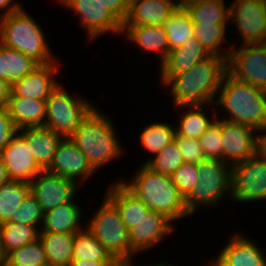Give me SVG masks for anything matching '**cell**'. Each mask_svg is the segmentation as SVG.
Listing matches in <instances>:
<instances>
[{
    "mask_svg": "<svg viewBox=\"0 0 266 266\" xmlns=\"http://www.w3.org/2000/svg\"><path fill=\"white\" fill-rule=\"evenodd\" d=\"M62 6L80 15V26L88 39L94 40L106 33L122 35V22L114 16L101 0H58Z\"/></svg>",
    "mask_w": 266,
    "mask_h": 266,
    "instance_id": "11",
    "label": "cell"
},
{
    "mask_svg": "<svg viewBox=\"0 0 266 266\" xmlns=\"http://www.w3.org/2000/svg\"><path fill=\"white\" fill-rule=\"evenodd\" d=\"M165 215L149 210L146 215L133 222L128 230L131 250L138 254L162 242L165 236L174 231V224Z\"/></svg>",
    "mask_w": 266,
    "mask_h": 266,
    "instance_id": "15",
    "label": "cell"
},
{
    "mask_svg": "<svg viewBox=\"0 0 266 266\" xmlns=\"http://www.w3.org/2000/svg\"><path fill=\"white\" fill-rule=\"evenodd\" d=\"M11 266H49L42 242H35L15 249L3 258Z\"/></svg>",
    "mask_w": 266,
    "mask_h": 266,
    "instance_id": "37",
    "label": "cell"
},
{
    "mask_svg": "<svg viewBox=\"0 0 266 266\" xmlns=\"http://www.w3.org/2000/svg\"><path fill=\"white\" fill-rule=\"evenodd\" d=\"M118 261L72 260L69 266H120Z\"/></svg>",
    "mask_w": 266,
    "mask_h": 266,
    "instance_id": "45",
    "label": "cell"
},
{
    "mask_svg": "<svg viewBox=\"0 0 266 266\" xmlns=\"http://www.w3.org/2000/svg\"><path fill=\"white\" fill-rule=\"evenodd\" d=\"M162 27L167 34L170 51L181 47L194 37L193 22L182 5L162 24Z\"/></svg>",
    "mask_w": 266,
    "mask_h": 266,
    "instance_id": "32",
    "label": "cell"
},
{
    "mask_svg": "<svg viewBox=\"0 0 266 266\" xmlns=\"http://www.w3.org/2000/svg\"><path fill=\"white\" fill-rule=\"evenodd\" d=\"M181 5V0H129L122 26L162 25Z\"/></svg>",
    "mask_w": 266,
    "mask_h": 266,
    "instance_id": "20",
    "label": "cell"
},
{
    "mask_svg": "<svg viewBox=\"0 0 266 266\" xmlns=\"http://www.w3.org/2000/svg\"><path fill=\"white\" fill-rule=\"evenodd\" d=\"M175 135V128L170 124L153 122L144 127L142 133L139 134V140L144 150H147V152L152 153V156H154L165 146L175 141Z\"/></svg>",
    "mask_w": 266,
    "mask_h": 266,
    "instance_id": "36",
    "label": "cell"
},
{
    "mask_svg": "<svg viewBox=\"0 0 266 266\" xmlns=\"http://www.w3.org/2000/svg\"><path fill=\"white\" fill-rule=\"evenodd\" d=\"M30 193V184L9 179L0 188V224L10 220Z\"/></svg>",
    "mask_w": 266,
    "mask_h": 266,
    "instance_id": "35",
    "label": "cell"
},
{
    "mask_svg": "<svg viewBox=\"0 0 266 266\" xmlns=\"http://www.w3.org/2000/svg\"><path fill=\"white\" fill-rule=\"evenodd\" d=\"M0 266H11L4 259L1 260Z\"/></svg>",
    "mask_w": 266,
    "mask_h": 266,
    "instance_id": "51",
    "label": "cell"
},
{
    "mask_svg": "<svg viewBox=\"0 0 266 266\" xmlns=\"http://www.w3.org/2000/svg\"><path fill=\"white\" fill-rule=\"evenodd\" d=\"M180 109L186 110L181 115L180 123H178L177 128H175L176 135L182 137H188L190 139L199 138L208 130L212 123L217 119V117L212 116L207 117V113L203 110L202 105H192V106H179Z\"/></svg>",
    "mask_w": 266,
    "mask_h": 266,
    "instance_id": "31",
    "label": "cell"
},
{
    "mask_svg": "<svg viewBox=\"0 0 266 266\" xmlns=\"http://www.w3.org/2000/svg\"><path fill=\"white\" fill-rule=\"evenodd\" d=\"M11 95V85L0 78V108L7 107Z\"/></svg>",
    "mask_w": 266,
    "mask_h": 266,
    "instance_id": "47",
    "label": "cell"
},
{
    "mask_svg": "<svg viewBox=\"0 0 266 266\" xmlns=\"http://www.w3.org/2000/svg\"><path fill=\"white\" fill-rule=\"evenodd\" d=\"M233 47L227 60V72L236 80L266 91V42Z\"/></svg>",
    "mask_w": 266,
    "mask_h": 266,
    "instance_id": "10",
    "label": "cell"
},
{
    "mask_svg": "<svg viewBox=\"0 0 266 266\" xmlns=\"http://www.w3.org/2000/svg\"><path fill=\"white\" fill-rule=\"evenodd\" d=\"M211 54L195 38L188 40L169 52L165 61L160 64V80L165 83L172 75L189 71L198 62L205 60Z\"/></svg>",
    "mask_w": 266,
    "mask_h": 266,
    "instance_id": "21",
    "label": "cell"
},
{
    "mask_svg": "<svg viewBox=\"0 0 266 266\" xmlns=\"http://www.w3.org/2000/svg\"><path fill=\"white\" fill-rule=\"evenodd\" d=\"M101 2L121 22L126 19L129 10V0H101Z\"/></svg>",
    "mask_w": 266,
    "mask_h": 266,
    "instance_id": "44",
    "label": "cell"
},
{
    "mask_svg": "<svg viewBox=\"0 0 266 266\" xmlns=\"http://www.w3.org/2000/svg\"><path fill=\"white\" fill-rule=\"evenodd\" d=\"M49 266H69L73 260V233H39Z\"/></svg>",
    "mask_w": 266,
    "mask_h": 266,
    "instance_id": "29",
    "label": "cell"
},
{
    "mask_svg": "<svg viewBox=\"0 0 266 266\" xmlns=\"http://www.w3.org/2000/svg\"><path fill=\"white\" fill-rule=\"evenodd\" d=\"M18 132L7 107L0 108V152L9 144Z\"/></svg>",
    "mask_w": 266,
    "mask_h": 266,
    "instance_id": "43",
    "label": "cell"
},
{
    "mask_svg": "<svg viewBox=\"0 0 266 266\" xmlns=\"http://www.w3.org/2000/svg\"><path fill=\"white\" fill-rule=\"evenodd\" d=\"M193 23L228 24L230 7L225 0H181Z\"/></svg>",
    "mask_w": 266,
    "mask_h": 266,
    "instance_id": "27",
    "label": "cell"
},
{
    "mask_svg": "<svg viewBox=\"0 0 266 266\" xmlns=\"http://www.w3.org/2000/svg\"><path fill=\"white\" fill-rule=\"evenodd\" d=\"M30 193L41 205L43 213L75 200L79 183L73 179L42 170L30 183Z\"/></svg>",
    "mask_w": 266,
    "mask_h": 266,
    "instance_id": "13",
    "label": "cell"
},
{
    "mask_svg": "<svg viewBox=\"0 0 266 266\" xmlns=\"http://www.w3.org/2000/svg\"><path fill=\"white\" fill-rule=\"evenodd\" d=\"M122 33L130 43L140 48V51L147 53L158 51L161 64L170 52L167 34L162 25L122 26Z\"/></svg>",
    "mask_w": 266,
    "mask_h": 266,
    "instance_id": "23",
    "label": "cell"
},
{
    "mask_svg": "<svg viewBox=\"0 0 266 266\" xmlns=\"http://www.w3.org/2000/svg\"><path fill=\"white\" fill-rule=\"evenodd\" d=\"M147 160L144 163L147 167L167 176H171L184 163L176 141L165 146L159 153Z\"/></svg>",
    "mask_w": 266,
    "mask_h": 266,
    "instance_id": "38",
    "label": "cell"
},
{
    "mask_svg": "<svg viewBox=\"0 0 266 266\" xmlns=\"http://www.w3.org/2000/svg\"><path fill=\"white\" fill-rule=\"evenodd\" d=\"M44 221V213L41 205L35 197L29 193L23 200L18 210L11 216L8 222H14L21 225H34L41 229ZM41 223V225H39ZM39 225V226H38Z\"/></svg>",
    "mask_w": 266,
    "mask_h": 266,
    "instance_id": "39",
    "label": "cell"
},
{
    "mask_svg": "<svg viewBox=\"0 0 266 266\" xmlns=\"http://www.w3.org/2000/svg\"><path fill=\"white\" fill-rule=\"evenodd\" d=\"M120 266H131L130 264H121Z\"/></svg>",
    "mask_w": 266,
    "mask_h": 266,
    "instance_id": "52",
    "label": "cell"
},
{
    "mask_svg": "<svg viewBox=\"0 0 266 266\" xmlns=\"http://www.w3.org/2000/svg\"><path fill=\"white\" fill-rule=\"evenodd\" d=\"M47 170L76 182L79 180V185L96 173L87 157L69 138H64L61 141Z\"/></svg>",
    "mask_w": 266,
    "mask_h": 266,
    "instance_id": "17",
    "label": "cell"
},
{
    "mask_svg": "<svg viewBox=\"0 0 266 266\" xmlns=\"http://www.w3.org/2000/svg\"><path fill=\"white\" fill-rule=\"evenodd\" d=\"M44 127L69 138L95 106L84 98L72 97L59 85L46 99Z\"/></svg>",
    "mask_w": 266,
    "mask_h": 266,
    "instance_id": "8",
    "label": "cell"
},
{
    "mask_svg": "<svg viewBox=\"0 0 266 266\" xmlns=\"http://www.w3.org/2000/svg\"><path fill=\"white\" fill-rule=\"evenodd\" d=\"M101 112L95 107L69 137L95 171L124 153L114 124Z\"/></svg>",
    "mask_w": 266,
    "mask_h": 266,
    "instance_id": "4",
    "label": "cell"
},
{
    "mask_svg": "<svg viewBox=\"0 0 266 266\" xmlns=\"http://www.w3.org/2000/svg\"><path fill=\"white\" fill-rule=\"evenodd\" d=\"M41 26L22 8L0 18V44L20 51L40 65L55 62Z\"/></svg>",
    "mask_w": 266,
    "mask_h": 266,
    "instance_id": "5",
    "label": "cell"
},
{
    "mask_svg": "<svg viewBox=\"0 0 266 266\" xmlns=\"http://www.w3.org/2000/svg\"><path fill=\"white\" fill-rule=\"evenodd\" d=\"M175 141L183 155L184 162L197 164L206 159L199 140L175 135Z\"/></svg>",
    "mask_w": 266,
    "mask_h": 266,
    "instance_id": "42",
    "label": "cell"
},
{
    "mask_svg": "<svg viewBox=\"0 0 266 266\" xmlns=\"http://www.w3.org/2000/svg\"><path fill=\"white\" fill-rule=\"evenodd\" d=\"M134 177L121 182L150 210L165 215L172 222L186 218L185 197L172 181L171 176L154 172L141 164ZM124 180V181H123Z\"/></svg>",
    "mask_w": 266,
    "mask_h": 266,
    "instance_id": "3",
    "label": "cell"
},
{
    "mask_svg": "<svg viewBox=\"0 0 266 266\" xmlns=\"http://www.w3.org/2000/svg\"><path fill=\"white\" fill-rule=\"evenodd\" d=\"M117 261L86 227L75 234L73 260Z\"/></svg>",
    "mask_w": 266,
    "mask_h": 266,
    "instance_id": "34",
    "label": "cell"
},
{
    "mask_svg": "<svg viewBox=\"0 0 266 266\" xmlns=\"http://www.w3.org/2000/svg\"><path fill=\"white\" fill-rule=\"evenodd\" d=\"M86 228L120 264L133 266L135 253L131 250L128 229L116 205L105 195L97 212L87 220Z\"/></svg>",
    "mask_w": 266,
    "mask_h": 266,
    "instance_id": "6",
    "label": "cell"
},
{
    "mask_svg": "<svg viewBox=\"0 0 266 266\" xmlns=\"http://www.w3.org/2000/svg\"><path fill=\"white\" fill-rule=\"evenodd\" d=\"M262 134L257 135V146H256V154L266 160V129H264Z\"/></svg>",
    "mask_w": 266,
    "mask_h": 266,
    "instance_id": "48",
    "label": "cell"
},
{
    "mask_svg": "<svg viewBox=\"0 0 266 266\" xmlns=\"http://www.w3.org/2000/svg\"><path fill=\"white\" fill-rule=\"evenodd\" d=\"M230 7V24L236 25V31L242 44L266 42L265 0H233ZM238 29V30H237Z\"/></svg>",
    "mask_w": 266,
    "mask_h": 266,
    "instance_id": "12",
    "label": "cell"
},
{
    "mask_svg": "<svg viewBox=\"0 0 266 266\" xmlns=\"http://www.w3.org/2000/svg\"><path fill=\"white\" fill-rule=\"evenodd\" d=\"M39 229L34 225L8 221L0 224V257L3 259L11 251L35 242L39 238Z\"/></svg>",
    "mask_w": 266,
    "mask_h": 266,
    "instance_id": "30",
    "label": "cell"
},
{
    "mask_svg": "<svg viewBox=\"0 0 266 266\" xmlns=\"http://www.w3.org/2000/svg\"><path fill=\"white\" fill-rule=\"evenodd\" d=\"M256 130L249 126L228 120H220V132L223 145V161L232 166L247 160L256 154ZM255 135V136H254Z\"/></svg>",
    "mask_w": 266,
    "mask_h": 266,
    "instance_id": "14",
    "label": "cell"
},
{
    "mask_svg": "<svg viewBox=\"0 0 266 266\" xmlns=\"http://www.w3.org/2000/svg\"><path fill=\"white\" fill-rule=\"evenodd\" d=\"M212 123L208 130L199 138L206 158L223 160V145L220 132V119Z\"/></svg>",
    "mask_w": 266,
    "mask_h": 266,
    "instance_id": "40",
    "label": "cell"
},
{
    "mask_svg": "<svg viewBox=\"0 0 266 266\" xmlns=\"http://www.w3.org/2000/svg\"><path fill=\"white\" fill-rule=\"evenodd\" d=\"M22 8L23 7H21V4H19L18 2H14V0H0V10H1L0 18L12 14L16 11H19Z\"/></svg>",
    "mask_w": 266,
    "mask_h": 266,
    "instance_id": "46",
    "label": "cell"
},
{
    "mask_svg": "<svg viewBox=\"0 0 266 266\" xmlns=\"http://www.w3.org/2000/svg\"><path fill=\"white\" fill-rule=\"evenodd\" d=\"M9 180L6 168L2 162V159L0 157V188L1 186Z\"/></svg>",
    "mask_w": 266,
    "mask_h": 266,
    "instance_id": "49",
    "label": "cell"
},
{
    "mask_svg": "<svg viewBox=\"0 0 266 266\" xmlns=\"http://www.w3.org/2000/svg\"><path fill=\"white\" fill-rule=\"evenodd\" d=\"M217 97L214 106L223 107L221 109L229 117L223 119L249 126L257 132L266 129V91L238 81L227 72Z\"/></svg>",
    "mask_w": 266,
    "mask_h": 266,
    "instance_id": "2",
    "label": "cell"
},
{
    "mask_svg": "<svg viewBox=\"0 0 266 266\" xmlns=\"http://www.w3.org/2000/svg\"><path fill=\"white\" fill-rule=\"evenodd\" d=\"M226 25L227 24L193 23V30L194 37L211 55L222 56L228 60L232 46L226 47L225 50L222 48L223 51L220 49L222 45H224L223 43L227 42L225 38V33H227Z\"/></svg>",
    "mask_w": 266,
    "mask_h": 266,
    "instance_id": "33",
    "label": "cell"
},
{
    "mask_svg": "<svg viewBox=\"0 0 266 266\" xmlns=\"http://www.w3.org/2000/svg\"><path fill=\"white\" fill-rule=\"evenodd\" d=\"M9 179L30 183L42 169L31 155L25 138L17 132L0 152Z\"/></svg>",
    "mask_w": 266,
    "mask_h": 266,
    "instance_id": "16",
    "label": "cell"
},
{
    "mask_svg": "<svg viewBox=\"0 0 266 266\" xmlns=\"http://www.w3.org/2000/svg\"><path fill=\"white\" fill-rule=\"evenodd\" d=\"M79 203L71 202L57 206L44 213V221L39 233H73L82 231V212Z\"/></svg>",
    "mask_w": 266,
    "mask_h": 266,
    "instance_id": "24",
    "label": "cell"
},
{
    "mask_svg": "<svg viewBox=\"0 0 266 266\" xmlns=\"http://www.w3.org/2000/svg\"><path fill=\"white\" fill-rule=\"evenodd\" d=\"M149 266H173V265L172 264L169 265L167 262L164 263V264L161 263V262H159V263H156V264L155 263L154 264L152 263V265L150 264ZM174 266H175V264H174Z\"/></svg>",
    "mask_w": 266,
    "mask_h": 266,
    "instance_id": "50",
    "label": "cell"
},
{
    "mask_svg": "<svg viewBox=\"0 0 266 266\" xmlns=\"http://www.w3.org/2000/svg\"><path fill=\"white\" fill-rule=\"evenodd\" d=\"M266 253L252 239L239 234L232 235L220 251L212 266H266Z\"/></svg>",
    "mask_w": 266,
    "mask_h": 266,
    "instance_id": "18",
    "label": "cell"
},
{
    "mask_svg": "<svg viewBox=\"0 0 266 266\" xmlns=\"http://www.w3.org/2000/svg\"><path fill=\"white\" fill-rule=\"evenodd\" d=\"M227 73V59L211 55L198 62L189 71L172 75L164 84L171 86L174 107L214 106L222 79Z\"/></svg>",
    "mask_w": 266,
    "mask_h": 266,
    "instance_id": "1",
    "label": "cell"
},
{
    "mask_svg": "<svg viewBox=\"0 0 266 266\" xmlns=\"http://www.w3.org/2000/svg\"><path fill=\"white\" fill-rule=\"evenodd\" d=\"M231 199L253 202L266 199V160L258 154L231 166Z\"/></svg>",
    "mask_w": 266,
    "mask_h": 266,
    "instance_id": "9",
    "label": "cell"
},
{
    "mask_svg": "<svg viewBox=\"0 0 266 266\" xmlns=\"http://www.w3.org/2000/svg\"><path fill=\"white\" fill-rule=\"evenodd\" d=\"M199 182L185 197L190 215L200 207H214L226 194L231 195V166L219 159L206 158L197 163ZM193 213V214H192Z\"/></svg>",
    "mask_w": 266,
    "mask_h": 266,
    "instance_id": "7",
    "label": "cell"
},
{
    "mask_svg": "<svg viewBox=\"0 0 266 266\" xmlns=\"http://www.w3.org/2000/svg\"><path fill=\"white\" fill-rule=\"evenodd\" d=\"M7 109L18 130L45 125L46 100L9 97Z\"/></svg>",
    "mask_w": 266,
    "mask_h": 266,
    "instance_id": "25",
    "label": "cell"
},
{
    "mask_svg": "<svg viewBox=\"0 0 266 266\" xmlns=\"http://www.w3.org/2000/svg\"><path fill=\"white\" fill-rule=\"evenodd\" d=\"M40 64L25 54L0 44V78L12 85Z\"/></svg>",
    "mask_w": 266,
    "mask_h": 266,
    "instance_id": "28",
    "label": "cell"
},
{
    "mask_svg": "<svg viewBox=\"0 0 266 266\" xmlns=\"http://www.w3.org/2000/svg\"><path fill=\"white\" fill-rule=\"evenodd\" d=\"M55 62L40 65L33 72L25 75L11 85L10 97H24L27 99L46 100L59 85L54 77L59 69Z\"/></svg>",
    "mask_w": 266,
    "mask_h": 266,
    "instance_id": "19",
    "label": "cell"
},
{
    "mask_svg": "<svg viewBox=\"0 0 266 266\" xmlns=\"http://www.w3.org/2000/svg\"><path fill=\"white\" fill-rule=\"evenodd\" d=\"M171 178L180 193L186 197L199 182V170L197 164L184 162L171 175Z\"/></svg>",
    "mask_w": 266,
    "mask_h": 266,
    "instance_id": "41",
    "label": "cell"
},
{
    "mask_svg": "<svg viewBox=\"0 0 266 266\" xmlns=\"http://www.w3.org/2000/svg\"><path fill=\"white\" fill-rule=\"evenodd\" d=\"M18 132L25 138L37 165L42 170H47L64 137L46 127H26Z\"/></svg>",
    "mask_w": 266,
    "mask_h": 266,
    "instance_id": "22",
    "label": "cell"
},
{
    "mask_svg": "<svg viewBox=\"0 0 266 266\" xmlns=\"http://www.w3.org/2000/svg\"><path fill=\"white\" fill-rule=\"evenodd\" d=\"M105 195L118 208L128 230L133 226V222L150 210L121 181L110 184Z\"/></svg>",
    "mask_w": 266,
    "mask_h": 266,
    "instance_id": "26",
    "label": "cell"
}]
</instances>
